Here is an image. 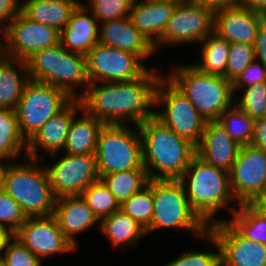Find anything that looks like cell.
Wrapping results in <instances>:
<instances>
[{"label": "cell", "instance_id": "cell-1", "mask_svg": "<svg viewBox=\"0 0 266 266\" xmlns=\"http://www.w3.org/2000/svg\"><path fill=\"white\" fill-rule=\"evenodd\" d=\"M151 69L131 81L90 83L79 98L82 109L104 125L142 124L155 116L156 87L163 76Z\"/></svg>", "mask_w": 266, "mask_h": 266}, {"label": "cell", "instance_id": "cell-2", "mask_svg": "<svg viewBox=\"0 0 266 266\" xmlns=\"http://www.w3.org/2000/svg\"><path fill=\"white\" fill-rule=\"evenodd\" d=\"M142 160L149 179L179 180L196 156V146L155 116L138 125Z\"/></svg>", "mask_w": 266, "mask_h": 266}, {"label": "cell", "instance_id": "cell-3", "mask_svg": "<svg viewBox=\"0 0 266 266\" xmlns=\"http://www.w3.org/2000/svg\"><path fill=\"white\" fill-rule=\"evenodd\" d=\"M179 181L191 208L208 226L219 221L214 217L220 209L226 208L232 215L239 207H230L236 200L231 192L229 172L204 162L197 155Z\"/></svg>", "mask_w": 266, "mask_h": 266}, {"label": "cell", "instance_id": "cell-4", "mask_svg": "<svg viewBox=\"0 0 266 266\" xmlns=\"http://www.w3.org/2000/svg\"><path fill=\"white\" fill-rule=\"evenodd\" d=\"M166 77L187 97L206 122L218 121L234 105L232 82L201 72L193 64L176 65Z\"/></svg>", "mask_w": 266, "mask_h": 266}, {"label": "cell", "instance_id": "cell-5", "mask_svg": "<svg viewBox=\"0 0 266 266\" xmlns=\"http://www.w3.org/2000/svg\"><path fill=\"white\" fill-rule=\"evenodd\" d=\"M25 159L28 162L6 164L3 190L20 205L26 217L54 215L56 197L45 166H38L36 159Z\"/></svg>", "mask_w": 266, "mask_h": 266}, {"label": "cell", "instance_id": "cell-6", "mask_svg": "<svg viewBox=\"0 0 266 266\" xmlns=\"http://www.w3.org/2000/svg\"><path fill=\"white\" fill-rule=\"evenodd\" d=\"M153 214L146 233L157 229L189 230L197 237L208 232V225L191 208L179 180H152ZM198 235V236H197Z\"/></svg>", "mask_w": 266, "mask_h": 266}, {"label": "cell", "instance_id": "cell-7", "mask_svg": "<svg viewBox=\"0 0 266 266\" xmlns=\"http://www.w3.org/2000/svg\"><path fill=\"white\" fill-rule=\"evenodd\" d=\"M95 160L99 177L143 166L139 127L103 125L97 137Z\"/></svg>", "mask_w": 266, "mask_h": 266}, {"label": "cell", "instance_id": "cell-8", "mask_svg": "<svg viewBox=\"0 0 266 266\" xmlns=\"http://www.w3.org/2000/svg\"><path fill=\"white\" fill-rule=\"evenodd\" d=\"M155 117L180 137L195 146L200 142L206 121L187 97L164 75L159 80L155 94Z\"/></svg>", "mask_w": 266, "mask_h": 266}, {"label": "cell", "instance_id": "cell-9", "mask_svg": "<svg viewBox=\"0 0 266 266\" xmlns=\"http://www.w3.org/2000/svg\"><path fill=\"white\" fill-rule=\"evenodd\" d=\"M72 100L62 89L30 79L15 110L21 135L28 141Z\"/></svg>", "mask_w": 266, "mask_h": 266}, {"label": "cell", "instance_id": "cell-10", "mask_svg": "<svg viewBox=\"0 0 266 266\" xmlns=\"http://www.w3.org/2000/svg\"><path fill=\"white\" fill-rule=\"evenodd\" d=\"M229 182L236 205L258 204L266 190V152L251 144L241 146Z\"/></svg>", "mask_w": 266, "mask_h": 266}, {"label": "cell", "instance_id": "cell-11", "mask_svg": "<svg viewBox=\"0 0 266 266\" xmlns=\"http://www.w3.org/2000/svg\"><path fill=\"white\" fill-rule=\"evenodd\" d=\"M86 65L90 83L131 81L149 69L137 55L101 43L87 53Z\"/></svg>", "mask_w": 266, "mask_h": 266}, {"label": "cell", "instance_id": "cell-12", "mask_svg": "<svg viewBox=\"0 0 266 266\" xmlns=\"http://www.w3.org/2000/svg\"><path fill=\"white\" fill-rule=\"evenodd\" d=\"M214 30V14L203 4L179 3L175 6L165 32L154 45L201 43Z\"/></svg>", "mask_w": 266, "mask_h": 266}, {"label": "cell", "instance_id": "cell-13", "mask_svg": "<svg viewBox=\"0 0 266 266\" xmlns=\"http://www.w3.org/2000/svg\"><path fill=\"white\" fill-rule=\"evenodd\" d=\"M5 33V54L7 57L27 61L36 52L59 43L60 32L40 24L20 12L8 26Z\"/></svg>", "mask_w": 266, "mask_h": 266}, {"label": "cell", "instance_id": "cell-14", "mask_svg": "<svg viewBox=\"0 0 266 266\" xmlns=\"http://www.w3.org/2000/svg\"><path fill=\"white\" fill-rule=\"evenodd\" d=\"M54 163L45 168L56 198L81 195L92 183L100 179L95 155L65 153L64 157Z\"/></svg>", "mask_w": 266, "mask_h": 266}, {"label": "cell", "instance_id": "cell-15", "mask_svg": "<svg viewBox=\"0 0 266 266\" xmlns=\"http://www.w3.org/2000/svg\"><path fill=\"white\" fill-rule=\"evenodd\" d=\"M221 250L222 266H266V245L245 238L227 219L209 225Z\"/></svg>", "mask_w": 266, "mask_h": 266}, {"label": "cell", "instance_id": "cell-16", "mask_svg": "<svg viewBox=\"0 0 266 266\" xmlns=\"http://www.w3.org/2000/svg\"><path fill=\"white\" fill-rule=\"evenodd\" d=\"M14 236L41 260L77 249L65 237L54 215L27 217Z\"/></svg>", "mask_w": 266, "mask_h": 266}, {"label": "cell", "instance_id": "cell-17", "mask_svg": "<svg viewBox=\"0 0 266 266\" xmlns=\"http://www.w3.org/2000/svg\"><path fill=\"white\" fill-rule=\"evenodd\" d=\"M82 110L79 99H73L63 110L51 117L28 141L26 158L38 160L39 149L55 156L63 151L73 117Z\"/></svg>", "mask_w": 266, "mask_h": 266}, {"label": "cell", "instance_id": "cell-18", "mask_svg": "<svg viewBox=\"0 0 266 266\" xmlns=\"http://www.w3.org/2000/svg\"><path fill=\"white\" fill-rule=\"evenodd\" d=\"M266 16L242 6L214 14V31L229 43L254 45L258 28Z\"/></svg>", "mask_w": 266, "mask_h": 266}, {"label": "cell", "instance_id": "cell-19", "mask_svg": "<svg viewBox=\"0 0 266 266\" xmlns=\"http://www.w3.org/2000/svg\"><path fill=\"white\" fill-rule=\"evenodd\" d=\"M98 43L137 55L142 61L154 55V45L133 25L130 17L100 22Z\"/></svg>", "mask_w": 266, "mask_h": 266}, {"label": "cell", "instance_id": "cell-20", "mask_svg": "<svg viewBox=\"0 0 266 266\" xmlns=\"http://www.w3.org/2000/svg\"><path fill=\"white\" fill-rule=\"evenodd\" d=\"M241 146L217 122H207L203 136L196 146V155L204 162L229 172Z\"/></svg>", "mask_w": 266, "mask_h": 266}, {"label": "cell", "instance_id": "cell-21", "mask_svg": "<svg viewBox=\"0 0 266 266\" xmlns=\"http://www.w3.org/2000/svg\"><path fill=\"white\" fill-rule=\"evenodd\" d=\"M80 2L73 10L68 24L60 32L59 43L68 51L84 56L98 43L99 22Z\"/></svg>", "mask_w": 266, "mask_h": 266}, {"label": "cell", "instance_id": "cell-22", "mask_svg": "<svg viewBox=\"0 0 266 266\" xmlns=\"http://www.w3.org/2000/svg\"><path fill=\"white\" fill-rule=\"evenodd\" d=\"M54 216L61 231L75 248H77L78 234L85 232L95 224H100L81 195L56 198Z\"/></svg>", "mask_w": 266, "mask_h": 266}, {"label": "cell", "instance_id": "cell-23", "mask_svg": "<svg viewBox=\"0 0 266 266\" xmlns=\"http://www.w3.org/2000/svg\"><path fill=\"white\" fill-rule=\"evenodd\" d=\"M177 4L134 0L130 19L139 32L153 45L162 37Z\"/></svg>", "mask_w": 266, "mask_h": 266}, {"label": "cell", "instance_id": "cell-24", "mask_svg": "<svg viewBox=\"0 0 266 266\" xmlns=\"http://www.w3.org/2000/svg\"><path fill=\"white\" fill-rule=\"evenodd\" d=\"M21 12L30 20L61 32L68 24L78 0H22Z\"/></svg>", "mask_w": 266, "mask_h": 266}, {"label": "cell", "instance_id": "cell-25", "mask_svg": "<svg viewBox=\"0 0 266 266\" xmlns=\"http://www.w3.org/2000/svg\"><path fill=\"white\" fill-rule=\"evenodd\" d=\"M29 80L26 61L7 56L0 60V108L16 110Z\"/></svg>", "mask_w": 266, "mask_h": 266}, {"label": "cell", "instance_id": "cell-26", "mask_svg": "<svg viewBox=\"0 0 266 266\" xmlns=\"http://www.w3.org/2000/svg\"><path fill=\"white\" fill-rule=\"evenodd\" d=\"M89 84L86 56L68 51L60 44L58 88L65 91L72 99H79ZM79 86L84 90L78 92Z\"/></svg>", "mask_w": 266, "mask_h": 266}, {"label": "cell", "instance_id": "cell-27", "mask_svg": "<svg viewBox=\"0 0 266 266\" xmlns=\"http://www.w3.org/2000/svg\"><path fill=\"white\" fill-rule=\"evenodd\" d=\"M81 117H73L67 134V140L63 151L68 154H87L94 155L97 137L103 123L88 114L84 109Z\"/></svg>", "mask_w": 266, "mask_h": 266}, {"label": "cell", "instance_id": "cell-28", "mask_svg": "<svg viewBox=\"0 0 266 266\" xmlns=\"http://www.w3.org/2000/svg\"><path fill=\"white\" fill-rule=\"evenodd\" d=\"M99 231L106 235L113 247L134 246L147 236L146 229L121 210L102 219Z\"/></svg>", "mask_w": 266, "mask_h": 266}, {"label": "cell", "instance_id": "cell-29", "mask_svg": "<svg viewBox=\"0 0 266 266\" xmlns=\"http://www.w3.org/2000/svg\"><path fill=\"white\" fill-rule=\"evenodd\" d=\"M200 46L201 61L192 64L201 72L226 79L230 43L213 30Z\"/></svg>", "mask_w": 266, "mask_h": 266}, {"label": "cell", "instance_id": "cell-30", "mask_svg": "<svg viewBox=\"0 0 266 266\" xmlns=\"http://www.w3.org/2000/svg\"><path fill=\"white\" fill-rule=\"evenodd\" d=\"M228 221L247 239L266 245V210L259 204H239Z\"/></svg>", "mask_w": 266, "mask_h": 266}, {"label": "cell", "instance_id": "cell-31", "mask_svg": "<svg viewBox=\"0 0 266 266\" xmlns=\"http://www.w3.org/2000/svg\"><path fill=\"white\" fill-rule=\"evenodd\" d=\"M22 150L26 157L27 141L20 133L16 111L0 108V160L14 161Z\"/></svg>", "mask_w": 266, "mask_h": 266}, {"label": "cell", "instance_id": "cell-32", "mask_svg": "<svg viewBox=\"0 0 266 266\" xmlns=\"http://www.w3.org/2000/svg\"><path fill=\"white\" fill-rule=\"evenodd\" d=\"M100 179L115 196L119 204L128 200L133 194L140 191L149 181L144 166L140 169H131L103 175Z\"/></svg>", "mask_w": 266, "mask_h": 266}, {"label": "cell", "instance_id": "cell-33", "mask_svg": "<svg viewBox=\"0 0 266 266\" xmlns=\"http://www.w3.org/2000/svg\"><path fill=\"white\" fill-rule=\"evenodd\" d=\"M60 43L36 52L26 62L29 78L58 88Z\"/></svg>", "mask_w": 266, "mask_h": 266}, {"label": "cell", "instance_id": "cell-34", "mask_svg": "<svg viewBox=\"0 0 266 266\" xmlns=\"http://www.w3.org/2000/svg\"><path fill=\"white\" fill-rule=\"evenodd\" d=\"M254 121V119L234 104L221 113L217 122L235 142L240 146H246L251 144Z\"/></svg>", "mask_w": 266, "mask_h": 266}, {"label": "cell", "instance_id": "cell-35", "mask_svg": "<svg viewBox=\"0 0 266 266\" xmlns=\"http://www.w3.org/2000/svg\"><path fill=\"white\" fill-rule=\"evenodd\" d=\"M81 196L99 221L120 210V204L101 179L92 183Z\"/></svg>", "mask_w": 266, "mask_h": 266}, {"label": "cell", "instance_id": "cell-36", "mask_svg": "<svg viewBox=\"0 0 266 266\" xmlns=\"http://www.w3.org/2000/svg\"><path fill=\"white\" fill-rule=\"evenodd\" d=\"M153 209L151 179H149L145 187L120 204V210L145 229L150 226Z\"/></svg>", "mask_w": 266, "mask_h": 266}, {"label": "cell", "instance_id": "cell-37", "mask_svg": "<svg viewBox=\"0 0 266 266\" xmlns=\"http://www.w3.org/2000/svg\"><path fill=\"white\" fill-rule=\"evenodd\" d=\"M236 91H242L240 98L234 99V104L248 114L252 119L266 117V82L257 83L248 87H233Z\"/></svg>", "mask_w": 266, "mask_h": 266}, {"label": "cell", "instance_id": "cell-38", "mask_svg": "<svg viewBox=\"0 0 266 266\" xmlns=\"http://www.w3.org/2000/svg\"><path fill=\"white\" fill-rule=\"evenodd\" d=\"M208 240L210 245L213 244V249L205 247L202 251H184L177 258L171 260L165 266H220L221 265V250L219 243L215 237L208 231L203 239ZM213 250V252H212Z\"/></svg>", "mask_w": 266, "mask_h": 266}, {"label": "cell", "instance_id": "cell-39", "mask_svg": "<svg viewBox=\"0 0 266 266\" xmlns=\"http://www.w3.org/2000/svg\"><path fill=\"white\" fill-rule=\"evenodd\" d=\"M89 4H84L87 9L100 22L115 20L130 15L131 6L134 0H88ZM89 6V7H88Z\"/></svg>", "mask_w": 266, "mask_h": 266}, {"label": "cell", "instance_id": "cell-40", "mask_svg": "<svg viewBox=\"0 0 266 266\" xmlns=\"http://www.w3.org/2000/svg\"><path fill=\"white\" fill-rule=\"evenodd\" d=\"M255 59L254 45L230 43L226 66V79L233 83L240 73Z\"/></svg>", "mask_w": 266, "mask_h": 266}, {"label": "cell", "instance_id": "cell-41", "mask_svg": "<svg viewBox=\"0 0 266 266\" xmlns=\"http://www.w3.org/2000/svg\"><path fill=\"white\" fill-rule=\"evenodd\" d=\"M5 266H42V261L12 235L2 249Z\"/></svg>", "mask_w": 266, "mask_h": 266}, {"label": "cell", "instance_id": "cell-42", "mask_svg": "<svg viewBox=\"0 0 266 266\" xmlns=\"http://www.w3.org/2000/svg\"><path fill=\"white\" fill-rule=\"evenodd\" d=\"M27 219L20 205L3 189L0 190V225L14 235Z\"/></svg>", "mask_w": 266, "mask_h": 266}, {"label": "cell", "instance_id": "cell-43", "mask_svg": "<svg viewBox=\"0 0 266 266\" xmlns=\"http://www.w3.org/2000/svg\"><path fill=\"white\" fill-rule=\"evenodd\" d=\"M262 82H266V67L255 59L232 84L233 87H248Z\"/></svg>", "mask_w": 266, "mask_h": 266}, {"label": "cell", "instance_id": "cell-44", "mask_svg": "<svg viewBox=\"0 0 266 266\" xmlns=\"http://www.w3.org/2000/svg\"><path fill=\"white\" fill-rule=\"evenodd\" d=\"M20 12V0H0V28L4 30Z\"/></svg>", "mask_w": 266, "mask_h": 266}, {"label": "cell", "instance_id": "cell-45", "mask_svg": "<svg viewBox=\"0 0 266 266\" xmlns=\"http://www.w3.org/2000/svg\"><path fill=\"white\" fill-rule=\"evenodd\" d=\"M251 145L266 152V117L254 121Z\"/></svg>", "mask_w": 266, "mask_h": 266}, {"label": "cell", "instance_id": "cell-46", "mask_svg": "<svg viewBox=\"0 0 266 266\" xmlns=\"http://www.w3.org/2000/svg\"><path fill=\"white\" fill-rule=\"evenodd\" d=\"M254 50L256 60L266 67V20L258 28Z\"/></svg>", "mask_w": 266, "mask_h": 266}, {"label": "cell", "instance_id": "cell-47", "mask_svg": "<svg viewBox=\"0 0 266 266\" xmlns=\"http://www.w3.org/2000/svg\"><path fill=\"white\" fill-rule=\"evenodd\" d=\"M241 2L242 0H204L202 4L215 14L218 11L239 7Z\"/></svg>", "mask_w": 266, "mask_h": 266}, {"label": "cell", "instance_id": "cell-48", "mask_svg": "<svg viewBox=\"0 0 266 266\" xmlns=\"http://www.w3.org/2000/svg\"><path fill=\"white\" fill-rule=\"evenodd\" d=\"M241 6L266 16V0H242Z\"/></svg>", "mask_w": 266, "mask_h": 266}, {"label": "cell", "instance_id": "cell-49", "mask_svg": "<svg viewBox=\"0 0 266 266\" xmlns=\"http://www.w3.org/2000/svg\"><path fill=\"white\" fill-rule=\"evenodd\" d=\"M12 236V234L6 230L2 225H0V251H2L7 240Z\"/></svg>", "mask_w": 266, "mask_h": 266}, {"label": "cell", "instance_id": "cell-50", "mask_svg": "<svg viewBox=\"0 0 266 266\" xmlns=\"http://www.w3.org/2000/svg\"><path fill=\"white\" fill-rule=\"evenodd\" d=\"M0 33H1V37H0L1 38L0 39V60H2L6 56V54H5V33H4V30L1 28H0Z\"/></svg>", "mask_w": 266, "mask_h": 266}, {"label": "cell", "instance_id": "cell-51", "mask_svg": "<svg viewBox=\"0 0 266 266\" xmlns=\"http://www.w3.org/2000/svg\"><path fill=\"white\" fill-rule=\"evenodd\" d=\"M7 163V161L0 160V190L3 189V174Z\"/></svg>", "mask_w": 266, "mask_h": 266}, {"label": "cell", "instance_id": "cell-52", "mask_svg": "<svg viewBox=\"0 0 266 266\" xmlns=\"http://www.w3.org/2000/svg\"><path fill=\"white\" fill-rule=\"evenodd\" d=\"M143 1H150V2H171V3H174V4H179V3H182V0H143Z\"/></svg>", "mask_w": 266, "mask_h": 266}, {"label": "cell", "instance_id": "cell-53", "mask_svg": "<svg viewBox=\"0 0 266 266\" xmlns=\"http://www.w3.org/2000/svg\"><path fill=\"white\" fill-rule=\"evenodd\" d=\"M183 3H195V4H202L204 0H182Z\"/></svg>", "mask_w": 266, "mask_h": 266}, {"label": "cell", "instance_id": "cell-54", "mask_svg": "<svg viewBox=\"0 0 266 266\" xmlns=\"http://www.w3.org/2000/svg\"><path fill=\"white\" fill-rule=\"evenodd\" d=\"M258 204L266 210V196Z\"/></svg>", "mask_w": 266, "mask_h": 266}, {"label": "cell", "instance_id": "cell-55", "mask_svg": "<svg viewBox=\"0 0 266 266\" xmlns=\"http://www.w3.org/2000/svg\"><path fill=\"white\" fill-rule=\"evenodd\" d=\"M0 266H5L4 258L1 251H0Z\"/></svg>", "mask_w": 266, "mask_h": 266}]
</instances>
